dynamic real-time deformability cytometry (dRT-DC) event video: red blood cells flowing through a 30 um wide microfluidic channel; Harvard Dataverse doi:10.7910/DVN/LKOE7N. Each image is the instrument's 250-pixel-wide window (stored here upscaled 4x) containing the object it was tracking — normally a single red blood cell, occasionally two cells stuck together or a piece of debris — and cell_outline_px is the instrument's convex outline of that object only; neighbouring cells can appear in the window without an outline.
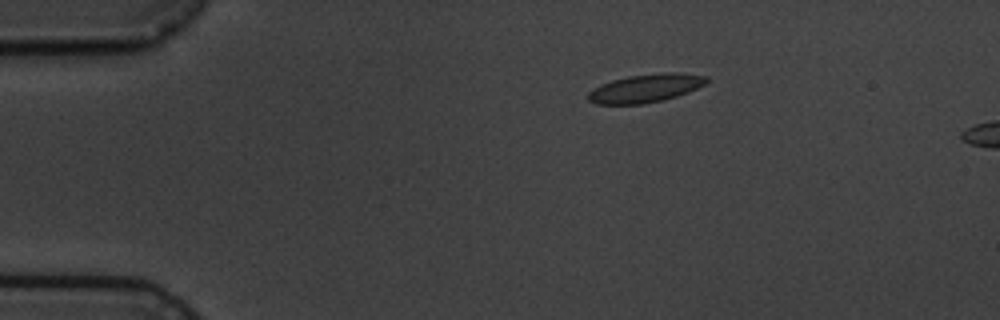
{"species": "common noctule bat (a hibernating species)", "species_latin": "Nyctalus noctula", "temperature_condition": "cold", "stored_images_in_passage": 6, "camera_frame_rate_fps": 3000, "um_per_image_px": 0.085, "animal": {"sex": "male", "body_mass_g": 19.5, "forearm_length_mm": 54.6}, "frame": {"image": 1, "passage_image": 3, "time_ms": 2.333, "image_size_px": [1000, 320], "cell_outline_px": [[708, 80], [704, 84], [688, 92], [676, 96], [660, 100], [640, 104], [596, 104], [588, 100], [588, 92], [600, 84], [612, 80], [628, 76], [668, 72], [676, 72], [708, 76]], "centroid_in_image_um": [54.85, 7.49], "position_along_channel_um": 30.2, "area_um2": 19.31}}
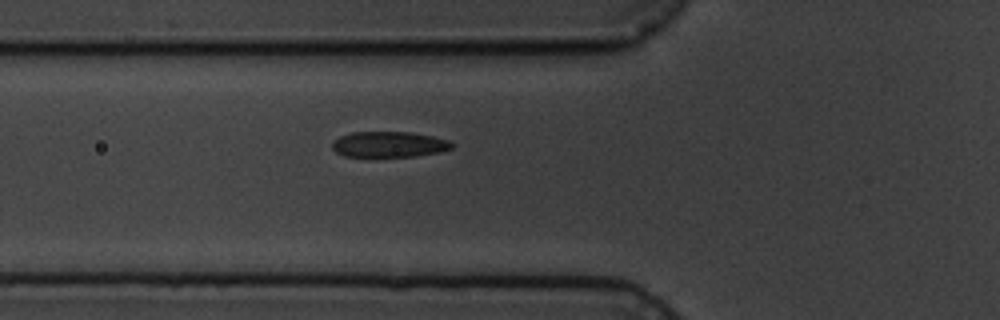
{"frame": {"image": 2, "passage_image": 6, "time_ms": 5.667, "image_size_px": [1000, 320], "cell_outline_px": [[452, 148], [436, 152], [416, 156], [344, 156], [336, 152], [332, 148], [332, 140], [340, 136], [352, 132], [408, 132], [432, 136], [448, 140], [452, 144]], "centroid_in_image_um": [33.01, 12.26], "position_along_channel_um": 92.8, "area_um2": 17.69}}